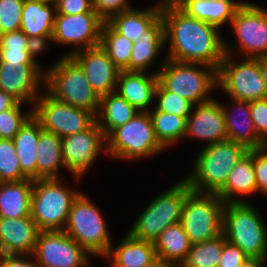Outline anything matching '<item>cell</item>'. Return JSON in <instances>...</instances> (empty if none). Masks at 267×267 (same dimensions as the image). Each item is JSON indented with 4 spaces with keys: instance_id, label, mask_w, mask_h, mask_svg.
Here are the masks:
<instances>
[{
    "instance_id": "1",
    "label": "cell",
    "mask_w": 267,
    "mask_h": 267,
    "mask_svg": "<svg viewBox=\"0 0 267 267\" xmlns=\"http://www.w3.org/2000/svg\"><path fill=\"white\" fill-rule=\"evenodd\" d=\"M161 6L165 40L170 39V60L199 63L217 70L225 56L217 27L188 16L172 0Z\"/></svg>"
},
{
    "instance_id": "2",
    "label": "cell",
    "mask_w": 267,
    "mask_h": 267,
    "mask_svg": "<svg viewBox=\"0 0 267 267\" xmlns=\"http://www.w3.org/2000/svg\"><path fill=\"white\" fill-rule=\"evenodd\" d=\"M248 149L230 140L208 144L199 154L194 173L184 179L192 191L216 193L224 184L233 166L248 153Z\"/></svg>"
},
{
    "instance_id": "3",
    "label": "cell",
    "mask_w": 267,
    "mask_h": 267,
    "mask_svg": "<svg viewBox=\"0 0 267 267\" xmlns=\"http://www.w3.org/2000/svg\"><path fill=\"white\" fill-rule=\"evenodd\" d=\"M222 234L247 257L265 259L267 230L252 206L244 202L225 203Z\"/></svg>"
},
{
    "instance_id": "4",
    "label": "cell",
    "mask_w": 267,
    "mask_h": 267,
    "mask_svg": "<svg viewBox=\"0 0 267 267\" xmlns=\"http://www.w3.org/2000/svg\"><path fill=\"white\" fill-rule=\"evenodd\" d=\"M48 94L71 106L88 110L96 116L100 97L88 83L81 67L65 56L44 77Z\"/></svg>"
},
{
    "instance_id": "5",
    "label": "cell",
    "mask_w": 267,
    "mask_h": 267,
    "mask_svg": "<svg viewBox=\"0 0 267 267\" xmlns=\"http://www.w3.org/2000/svg\"><path fill=\"white\" fill-rule=\"evenodd\" d=\"M59 182L57 178L33 180L31 218L39 231H63L71 205L80 194L61 187Z\"/></svg>"
},
{
    "instance_id": "6",
    "label": "cell",
    "mask_w": 267,
    "mask_h": 267,
    "mask_svg": "<svg viewBox=\"0 0 267 267\" xmlns=\"http://www.w3.org/2000/svg\"><path fill=\"white\" fill-rule=\"evenodd\" d=\"M225 202L216 193L191 191L183 203L180 223L192 244L222 234Z\"/></svg>"
},
{
    "instance_id": "7",
    "label": "cell",
    "mask_w": 267,
    "mask_h": 267,
    "mask_svg": "<svg viewBox=\"0 0 267 267\" xmlns=\"http://www.w3.org/2000/svg\"><path fill=\"white\" fill-rule=\"evenodd\" d=\"M191 191L185 180L174 185L148 205L128 234L154 243L162 231L180 222L183 203Z\"/></svg>"
},
{
    "instance_id": "8",
    "label": "cell",
    "mask_w": 267,
    "mask_h": 267,
    "mask_svg": "<svg viewBox=\"0 0 267 267\" xmlns=\"http://www.w3.org/2000/svg\"><path fill=\"white\" fill-rule=\"evenodd\" d=\"M63 231L88 253L106 256L111 243L98 208L83 194L73 201Z\"/></svg>"
},
{
    "instance_id": "9",
    "label": "cell",
    "mask_w": 267,
    "mask_h": 267,
    "mask_svg": "<svg viewBox=\"0 0 267 267\" xmlns=\"http://www.w3.org/2000/svg\"><path fill=\"white\" fill-rule=\"evenodd\" d=\"M107 139L106 151L124 159L145 157L164 149L155 136L148 111L139 112L127 123L114 129Z\"/></svg>"
},
{
    "instance_id": "10",
    "label": "cell",
    "mask_w": 267,
    "mask_h": 267,
    "mask_svg": "<svg viewBox=\"0 0 267 267\" xmlns=\"http://www.w3.org/2000/svg\"><path fill=\"white\" fill-rule=\"evenodd\" d=\"M224 50L225 56L217 71V83L219 82L222 89L235 100L251 102L267 99V90L259 61L248 58L236 65L231 61L226 43Z\"/></svg>"
},
{
    "instance_id": "11",
    "label": "cell",
    "mask_w": 267,
    "mask_h": 267,
    "mask_svg": "<svg viewBox=\"0 0 267 267\" xmlns=\"http://www.w3.org/2000/svg\"><path fill=\"white\" fill-rule=\"evenodd\" d=\"M196 65L199 63H184L169 59L163 65V70L157 73L159 83L167 91L180 95L194 105L208 102L211 99L206 95L216 84L217 70L207 73Z\"/></svg>"
},
{
    "instance_id": "12",
    "label": "cell",
    "mask_w": 267,
    "mask_h": 267,
    "mask_svg": "<svg viewBox=\"0 0 267 267\" xmlns=\"http://www.w3.org/2000/svg\"><path fill=\"white\" fill-rule=\"evenodd\" d=\"M35 104L31 112L41 128L61 138L84 131L96 121V116L88 110L60 102L47 93L38 97Z\"/></svg>"
},
{
    "instance_id": "13",
    "label": "cell",
    "mask_w": 267,
    "mask_h": 267,
    "mask_svg": "<svg viewBox=\"0 0 267 267\" xmlns=\"http://www.w3.org/2000/svg\"><path fill=\"white\" fill-rule=\"evenodd\" d=\"M33 254L39 267H82L88 264V252L64 231H39Z\"/></svg>"
},
{
    "instance_id": "14",
    "label": "cell",
    "mask_w": 267,
    "mask_h": 267,
    "mask_svg": "<svg viewBox=\"0 0 267 267\" xmlns=\"http://www.w3.org/2000/svg\"><path fill=\"white\" fill-rule=\"evenodd\" d=\"M231 24L241 49L249 58L267 56V12L250 3H243L235 12Z\"/></svg>"
},
{
    "instance_id": "15",
    "label": "cell",
    "mask_w": 267,
    "mask_h": 267,
    "mask_svg": "<svg viewBox=\"0 0 267 267\" xmlns=\"http://www.w3.org/2000/svg\"><path fill=\"white\" fill-rule=\"evenodd\" d=\"M104 20L97 13L56 14L51 40L74 44L84 49L100 45Z\"/></svg>"
},
{
    "instance_id": "16",
    "label": "cell",
    "mask_w": 267,
    "mask_h": 267,
    "mask_svg": "<svg viewBox=\"0 0 267 267\" xmlns=\"http://www.w3.org/2000/svg\"><path fill=\"white\" fill-rule=\"evenodd\" d=\"M68 56L81 67L88 83L99 97L116 90L120 69L101 45L83 50L79 48Z\"/></svg>"
},
{
    "instance_id": "17",
    "label": "cell",
    "mask_w": 267,
    "mask_h": 267,
    "mask_svg": "<svg viewBox=\"0 0 267 267\" xmlns=\"http://www.w3.org/2000/svg\"><path fill=\"white\" fill-rule=\"evenodd\" d=\"M106 138L97 120L84 131L61 138L64 166L77 178L89 168Z\"/></svg>"
},
{
    "instance_id": "18",
    "label": "cell",
    "mask_w": 267,
    "mask_h": 267,
    "mask_svg": "<svg viewBox=\"0 0 267 267\" xmlns=\"http://www.w3.org/2000/svg\"><path fill=\"white\" fill-rule=\"evenodd\" d=\"M37 63H9L0 61V90L19 102L37 99V85L42 79Z\"/></svg>"
},
{
    "instance_id": "19",
    "label": "cell",
    "mask_w": 267,
    "mask_h": 267,
    "mask_svg": "<svg viewBox=\"0 0 267 267\" xmlns=\"http://www.w3.org/2000/svg\"><path fill=\"white\" fill-rule=\"evenodd\" d=\"M39 229L30 216L21 218L0 217V250L3 255L32 254Z\"/></svg>"
},
{
    "instance_id": "20",
    "label": "cell",
    "mask_w": 267,
    "mask_h": 267,
    "mask_svg": "<svg viewBox=\"0 0 267 267\" xmlns=\"http://www.w3.org/2000/svg\"><path fill=\"white\" fill-rule=\"evenodd\" d=\"M187 134L207 140L209 145L227 140L222 106L213 99L198 104L194 114L187 118Z\"/></svg>"
},
{
    "instance_id": "21",
    "label": "cell",
    "mask_w": 267,
    "mask_h": 267,
    "mask_svg": "<svg viewBox=\"0 0 267 267\" xmlns=\"http://www.w3.org/2000/svg\"><path fill=\"white\" fill-rule=\"evenodd\" d=\"M44 0H24L21 30L43 51L51 39L55 15Z\"/></svg>"
},
{
    "instance_id": "22",
    "label": "cell",
    "mask_w": 267,
    "mask_h": 267,
    "mask_svg": "<svg viewBox=\"0 0 267 267\" xmlns=\"http://www.w3.org/2000/svg\"><path fill=\"white\" fill-rule=\"evenodd\" d=\"M158 83V74L145 76L144 72L120 70L117 80V85L120 86L118 94L143 112L154 98Z\"/></svg>"
},
{
    "instance_id": "23",
    "label": "cell",
    "mask_w": 267,
    "mask_h": 267,
    "mask_svg": "<svg viewBox=\"0 0 267 267\" xmlns=\"http://www.w3.org/2000/svg\"><path fill=\"white\" fill-rule=\"evenodd\" d=\"M188 16L219 28L231 22L235 12L243 3L232 0H172Z\"/></svg>"
},
{
    "instance_id": "24",
    "label": "cell",
    "mask_w": 267,
    "mask_h": 267,
    "mask_svg": "<svg viewBox=\"0 0 267 267\" xmlns=\"http://www.w3.org/2000/svg\"><path fill=\"white\" fill-rule=\"evenodd\" d=\"M33 179L0 182V217L21 218L31 215Z\"/></svg>"
},
{
    "instance_id": "25",
    "label": "cell",
    "mask_w": 267,
    "mask_h": 267,
    "mask_svg": "<svg viewBox=\"0 0 267 267\" xmlns=\"http://www.w3.org/2000/svg\"><path fill=\"white\" fill-rule=\"evenodd\" d=\"M164 21L162 16L133 43L129 65L125 71L145 72L152 59L165 44Z\"/></svg>"
},
{
    "instance_id": "26",
    "label": "cell",
    "mask_w": 267,
    "mask_h": 267,
    "mask_svg": "<svg viewBox=\"0 0 267 267\" xmlns=\"http://www.w3.org/2000/svg\"><path fill=\"white\" fill-rule=\"evenodd\" d=\"M257 191L253 167L252 149L248 151L228 174L225 184L216 194L225 202H243L233 200V194H250ZM235 192V193H234ZM232 196V197H231ZM231 199V200H230Z\"/></svg>"
},
{
    "instance_id": "27",
    "label": "cell",
    "mask_w": 267,
    "mask_h": 267,
    "mask_svg": "<svg viewBox=\"0 0 267 267\" xmlns=\"http://www.w3.org/2000/svg\"><path fill=\"white\" fill-rule=\"evenodd\" d=\"M40 135V122L32 115L12 139L16 148L21 171L29 179H37L36 157Z\"/></svg>"
},
{
    "instance_id": "28",
    "label": "cell",
    "mask_w": 267,
    "mask_h": 267,
    "mask_svg": "<svg viewBox=\"0 0 267 267\" xmlns=\"http://www.w3.org/2000/svg\"><path fill=\"white\" fill-rule=\"evenodd\" d=\"M161 17V5L145 11L129 9L112 16L107 22L132 42L143 37L145 31Z\"/></svg>"
},
{
    "instance_id": "29",
    "label": "cell",
    "mask_w": 267,
    "mask_h": 267,
    "mask_svg": "<svg viewBox=\"0 0 267 267\" xmlns=\"http://www.w3.org/2000/svg\"><path fill=\"white\" fill-rule=\"evenodd\" d=\"M110 248L106 257H111L113 267H145L157 258L152 242L138 240L129 234L121 245L113 250Z\"/></svg>"
},
{
    "instance_id": "30",
    "label": "cell",
    "mask_w": 267,
    "mask_h": 267,
    "mask_svg": "<svg viewBox=\"0 0 267 267\" xmlns=\"http://www.w3.org/2000/svg\"><path fill=\"white\" fill-rule=\"evenodd\" d=\"M191 245L180 222L167 227L154 242L157 257L173 265L179 261L177 267L187 259Z\"/></svg>"
},
{
    "instance_id": "31",
    "label": "cell",
    "mask_w": 267,
    "mask_h": 267,
    "mask_svg": "<svg viewBox=\"0 0 267 267\" xmlns=\"http://www.w3.org/2000/svg\"><path fill=\"white\" fill-rule=\"evenodd\" d=\"M232 100L238 105L239 109L241 108V110H244L245 114L243 115L245 116V120L238 122V120L234 119L235 116L232 117V114L222 107L227 140L239 143L245 146L248 150L260 149L267 146V144L257 135L254 128L250 111V102L235 99Z\"/></svg>"
},
{
    "instance_id": "32",
    "label": "cell",
    "mask_w": 267,
    "mask_h": 267,
    "mask_svg": "<svg viewBox=\"0 0 267 267\" xmlns=\"http://www.w3.org/2000/svg\"><path fill=\"white\" fill-rule=\"evenodd\" d=\"M37 179L58 178L56 170L64 166L61 137L41 128L37 144Z\"/></svg>"
},
{
    "instance_id": "33",
    "label": "cell",
    "mask_w": 267,
    "mask_h": 267,
    "mask_svg": "<svg viewBox=\"0 0 267 267\" xmlns=\"http://www.w3.org/2000/svg\"><path fill=\"white\" fill-rule=\"evenodd\" d=\"M99 109L102 112L100 116L103 117L105 123L103 122L101 124L98 120L97 123L105 138L114 129L124 125L140 112L130 105L117 92H112L100 97Z\"/></svg>"
},
{
    "instance_id": "34",
    "label": "cell",
    "mask_w": 267,
    "mask_h": 267,
    "mask_svg": "<svg viewBox=\"0 0 267 267\" xmlns=\"http://www.w3.org/2000/svg\"><path fill=\"white\" fill-rule=\"evenodd\" d=\"M41 51L21 29L0 35V61L37 63L34 57Z\"/></svg>"
},
{
    "instance_id": "35",
    "label": "cell",
    "mask_w": 267,
    "mask_h": 267,
    "mask_svg": "<svg viewBox=\"0 0 267 267\" xmlns=\"http://www.w3.org/2000/svg\"><path fill=\"white\" fill-rule=\"evenodd\" d=\"M133 43L119 34L107 21L104 22L100 45L120 70H124L129 65Z\"/></svg>"
},
{
    "instance_id": "36",
    "label": "cell",
    "mask_w": 267,
    "mask_h": 267,
    "mask_svg": "<svg viewBox=\"0 0 267 267\" xmlns=\"http://www.w3.org/2000/svg\"><path fill=\"white\" fill-rule=\"evenodd\" d=\"M150 118L155 136L163 148L186 136V118L157 110L150 113Z\"/></svg>"
},
{
    "instance_id": "37",
    "label": "cell",
    "mask_w": 267,
    "mask_h": 267,
    "mask_svg": "<svg viewBox=\"0 0 267 267\" xmlns=\"http://www.w3.org/2000/svg\"><path fill=\"white\" fill-rule=\"evenodd\" d=\"M226 241L221 234L215 239L192 244L187 259L180 267H218Z\"/></svg>"
},
{
    "instance_id": "38",
    "label": "cell",
    "mask_w": 267,
    "mask_h": 267,
    "mask_svg": "<svg viewBox=\"0 0 267 267\" xmlns=\"http://www.w3.org/2000/svg\"><path fill=\"white\" fill-rule=\"evenodd\" d=\"M12 139H0V182H19L28 177L21 171Z\"/></svg>"
},
{
    "instance_id": "39",
    "label": "cell",
    "mask_w": 267,
    "mask_h": 267,
    "mask_svg": "<svg viewBox=\"0 0 267 267\" xmlns=\"http://www.w3.org/2000/svg\"><path fill=\"white\" fill-rule=\"evenodd\" d=\"M155 96L159 98V103L155 110L186 119L190 115L193 104L180 95L167 91L160 83L157 85Z\"/></svg>"
},
{
    "instance_id": "40",
    "label": "cell",
    "mask_w": 267,
    "mask_h": 267,
    "mask_svg": "<svg viewBox=\"0 0 267 267\" xmlns=\"http://www.w3.org/2000/svg\"><path fill=\"white\" fill-rule=\"evenodd\" d=\"M24 0H0V35L21 29Z\"/></svg>"
},
{
    "instance_id": "41",
    "label": "cell",
    "mask_w": 267,
    "mask_h": 267,
    "mask_svg": "<svg viewBox=\"0 0 267 267\" xmlns=\"http://www.w3.org/2000/svg\"><path fill=\"white\" fill-rule=\"evenodd\" d=\"M19 102L15 107L0 113V139H13L26 121L33 115L21 113Z\"/></svg>"
},
{
    "instance_id": "42",
    "label": "cell",
    "mask_w": 267,
    "mask_h": 267,
    "mask_svg": "<svg viewBox=\"0 0 267 267\" xmlns=\"http://www.w3.org/2000/svg\"><path fill=\"white\" fill-rule=\"evenodd\" d=\"M250 111L257 135L267 144V99L251 101Z\"/></svg>"
},
{
    "instance_id": "43",
    "label": "cell",
    "mask_w": 267,
    "mask_h": 267,
    "mask_svg": "<svg viewBox=\"0 0 267 267\" xmlns=\"http://www.w3.org/2000/svg\"><path fill=\"white\" fill-rule=\"evenodd\" d=\"M267 146L260 149H252L253 167L255 171V179L257 191L267 194Z\"/></svg>"
},
{
    "instance_id": "44",
    "label": "cell",
    "mask_w": 267,
    "mask_h": 267,
    "mask_svg": "<svg viewBox=\"0 0 267 267\" xmlns=\"http://www.w3.org/2000/svg\"><path fill=\"white\" fill-rule=\"evenodd\" d=\"M53 6L56 14L96 13L93 10L92 0H55Z\"/></svg>"
},
{
    "instance_id": "45",
    "label": "cell",
    "mask_w": 267,
    "mask_h": 267,
    "mask_svg": "<svg viewBox=\"0 0 267 267\" xmlns=\"http://www.w3.org/2000/svg\"><path fill=\"white\" fill-rule=\"evenodd\" d=\"M93 10L106 22L112 16L130 9L126 0H92Z\"/></svg>"
},
{
    "instance_id": "46",
    "label": "cell",
    "mask_w": 267,
    "mask_h": 267,
    "mask_svg": "<svg viewBox=\"0 0 267 267\" xmlns=\"http://www.w3.org/2000/svg\"><path fill=\"white\" fill-rule=\"evenodd\" d=\"M246 258L247 256L238 246L226 241L218 267H239Z\"/></svg>"
},
{
    "instance_id": "47",
    "label": "cell",
    "mask_w": 267,
    "mask_h": 267,
    "mask_svg": "<svg viewBox=\"0 0 267 267\" xmlns=\"http://www.w3.org/2000/svg\"><path fill=\"white\" fill-rule=\"evenodd\" d=\"M21 254L2 255L0 267H39L38 263H31L20 259Z\"/></svg>"
},
{
    "instance_id": "48",
    "label": "cell",
    "mask_w": 267,
    "mask_h": 267,
    "mask_svg": "<svg viewBox=\"0 0 267 267\" xmlns=\"http://www.w3.org/2000/svg\"><path fill=\"white\" fill-rule=\"evenodd\" d=\"M19 101L5 91L0 90V113L15 107Z\"/></svg>"
},
{
    "instance_id": "49",
    "label": "cell",
    "mask_w": 267,
    "mask_h": 267,
    "mask_svg": "<svg viewBox=\"0 0 267 267\" xmlns=\"http://www.w3.org/2000/svg\"><path fill=\"white\" fill-rule=\"evenodd\" d=\"M264 260L247 257L239 267H262Z\"/></svg>"
},
{
    "instance_id": "50",
    "label": "cell",
    "mask_w": 267,
    "mask_h": 267,
    "mask_svg": "<svg viewBox=\"0 0 267 267\" xmlns=\"http://www.w3.org/2000/svg\"><path fill=\"white\" fill-rule=\"evenodd\" d=\"M259 61L260 71L267 90V56L256 58Z\"/></svg>"
},
{
    "instance_id": "51",
    "label": "cell",
    "mask_w": 267,
    "mask_h": 267,
    "mask_svg": "<svg viewBox=\"0 0 267 267\" xmlns=\"http://www.w3.org/2000/svg\"><path fill=\"white\" fill-rule=\"evenodd\" d=\"M145 267H177V265H173L172 263L157 257L156 259H154V261H152Z\"/></svg>"
},
{
    "instance_id": "52",
    "label": "cell",
    "mask_w": 267,
    "mask_h": 267,
    "mask_svg": "<svg viewBox=\"0 0 267 267\" xmlns=\"http://www.w3.org/2000/svg\"><path fill=\"white\" fill-rule=\"evenodd\" d=\"M44 1H46V2H51V3H54L55 2V0H44Z\"/></svg>"
},
{
    "instance_id": "53",
    "label": "cell",
    "mask_w": 267,
    "mask_h": 267,
    "mask_svg": "<svg viewBox=\"0 0 267 267\" xmlns=\"http://www.w3.org/2000/svg\"><path fill=\"white\" fill-rule=\"evenodd\" d=\"M2 255H3V254H2V252H1V250H0V261H1Z\"/></svg>"
}]
</instances>
